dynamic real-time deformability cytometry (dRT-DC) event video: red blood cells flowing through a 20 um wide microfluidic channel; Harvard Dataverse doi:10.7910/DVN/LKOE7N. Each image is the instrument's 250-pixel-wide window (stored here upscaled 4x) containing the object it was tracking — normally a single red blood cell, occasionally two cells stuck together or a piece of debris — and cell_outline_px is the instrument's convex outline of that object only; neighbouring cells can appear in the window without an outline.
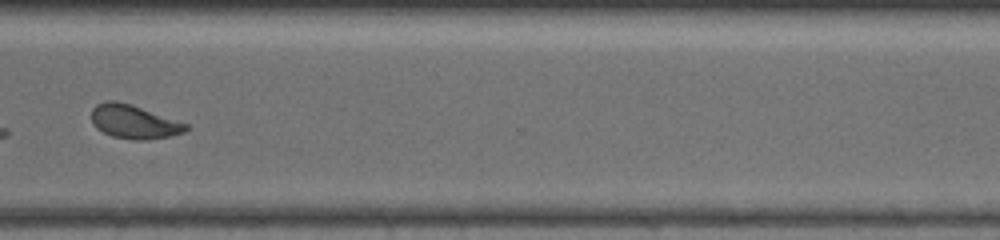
{"species": "common noctule bat (a hibernating species)", "species_latin": "Nyctalus noctula", "temperature_condition": "warm", "stored_images_in_passage": 28, "camera_frame_rate_fps": 3000, "um_per_image_px": 0.085, "animal": {"sex": "female", "body_mass_g": 19.5, "forearm_length_mm": 54.1}, "frame": {"image": 1, "passage_image": 20, "time_ms": 9.667, "image_size_px": [1000, 240], "cell_outline_px": [[192, 128], [184, 132], [172, 136], [148, 140], [132, 140], [112, 136], [96, 128], [92, 124], [92, 108], [96, 104], [108, 100], [116, 100], [188, 124]], "centroid_in_image_um": [11.39, 10.37], "position_along_channel_um": 359.2, "area_um2": 18.5}}
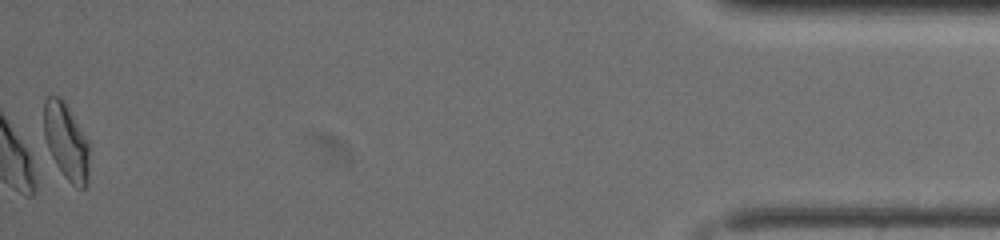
{"frame": {"image": 2, "passage_image": 28, "time_ms": 13.333, "image_size_px": [1000, 240], "cell_outline_px": [[88, 184], [84, 188], [76, 188], [64, 176], [56, 164], [48, 148], [44, 136], [44, 100], [48, 96], [56, 96], [64, 100], [88, 140]], "centroid_in_image_um": [5.63, 12.03], "position_along_channel_um": 429.6, "area_um2": 20.11}, "authors_computed_cell_mechanics": {"area_um2": 18.7272, "velocity_mm_per_s": 4.1239, "shape_relaxation_time_tau1_ms": 9.5406, "shape_relaxation_time_tau2_ms": 1.476, "deformation_change_tau1": 0.2328, "deformation_change_tau2": 0.0658}}